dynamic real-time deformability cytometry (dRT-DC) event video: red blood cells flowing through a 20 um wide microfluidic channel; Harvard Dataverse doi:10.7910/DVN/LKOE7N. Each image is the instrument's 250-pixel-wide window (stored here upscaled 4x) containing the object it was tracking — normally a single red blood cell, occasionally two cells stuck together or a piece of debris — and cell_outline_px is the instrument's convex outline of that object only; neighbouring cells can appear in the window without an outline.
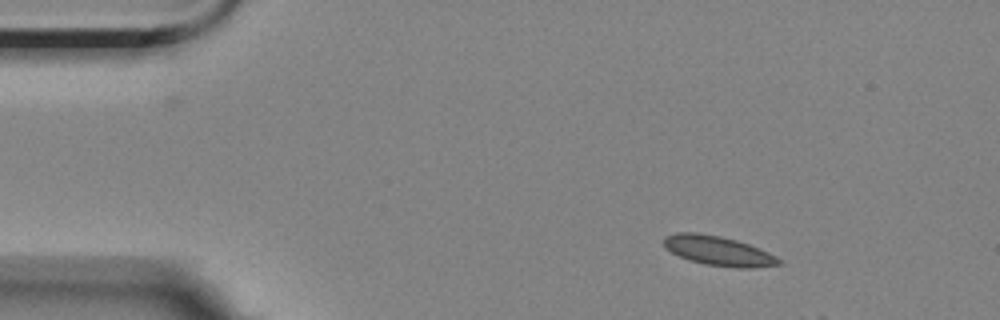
{"species": "Egyptian fruit bat (a non-hibernating species)", "species_latin": "Rousettus aegyptiacus", "temperature_condition": "room temperature", "stored_images_in_passage": 4, "camera_frame_rate_fps": 3000, "um_per_image_px": 0.085, "animal": {"sex": "female"}, "frame": {"image": 1, "passage_image": 2, "time_ms": 1.333, "image_size_px": [1000, 320], "cell_outline_px": [[780, 264], [752, 268], [736, 268], [704, 264], [688, 260], [664, 248], [664, 236], [676, 232], [696, 232], [720, 236], [736, 240], [748, 244], [768, 252], [776, 256], [780, 260]], "centroid_in_image_um": [61.02, 21.31], "position_along_channel_um": 24.0, "area_um2": 19.77}}